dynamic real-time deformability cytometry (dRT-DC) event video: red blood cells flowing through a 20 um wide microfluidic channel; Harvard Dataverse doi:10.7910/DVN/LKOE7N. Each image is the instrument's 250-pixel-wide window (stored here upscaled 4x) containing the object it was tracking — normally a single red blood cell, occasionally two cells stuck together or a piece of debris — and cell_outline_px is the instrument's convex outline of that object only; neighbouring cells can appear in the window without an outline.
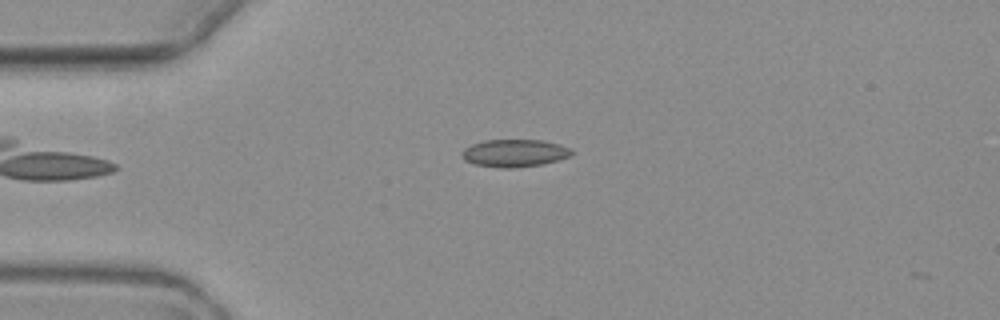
{"species": "common noctule bat (a hibernating species)", "species_latin": "Nyctalus noctula", "temperature_condition": "warm", "stored_images_in_passage": 6, "camera_frame_rate_fps": 3000, "um_per_image_px": 0.085, "animal": {"sex": "female", "body_mass_g": 19.3, "forearm_length_mm": 54.1}, "frame": {"image": 1, "passage_image": 6, "time_ms": 6.0, "image_size_px": [1000, 320], "cell_outline_px": [[572, 152], [568, 156], [556, 160], [540, 164], [512, 168], [504, 168], [476, 164], [464, 160], [460, 152], [464, 148], [472, 144], [484, 140], [544, 140], [560, 144], [572, 148]], "centroid_in_image_um": [43.71, 12.99], "position_along_channel_um": 41.3, "area_um2": 17.46}}